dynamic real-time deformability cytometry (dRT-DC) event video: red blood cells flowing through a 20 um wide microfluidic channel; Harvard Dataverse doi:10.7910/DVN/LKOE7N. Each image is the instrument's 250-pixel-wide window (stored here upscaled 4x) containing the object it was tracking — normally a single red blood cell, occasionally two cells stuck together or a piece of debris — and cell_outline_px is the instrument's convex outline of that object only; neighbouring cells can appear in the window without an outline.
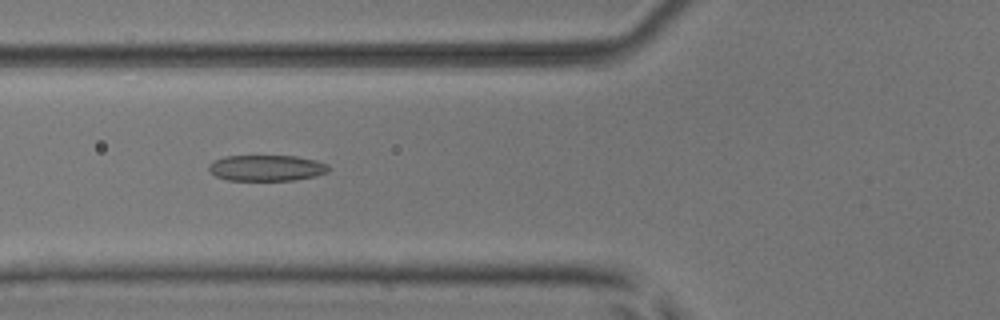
{"species": "common noctule bat (a hibernating species)", "species_latin": "Nyctalus noctula", "temperature_condition": "room temperature", "stored_images_in_passage": 43, "camera_frame_rate_fps": 3000, "um_per_image_px": 0.085, "animal": {"sex": "male", "body_mass_g": 17.9, "forearm_length_mm": 54.2}, "frame": {"image": 1, "passage_image": 12, "time_ms": 3.667, "image_size_px": [1000, 320], "cell_outline_px": [[328, 172], [316, 176], [296, 180], [228, 180], [216, 176], [208, 168], [208, 164], [212, 160], [224, 156], [296, 156], [316, 160], [328, 164]], "centroid_in_image_um": [22.65, 14.27], "position_along_channel_um": 103.1, "area_um2": 18.21}}
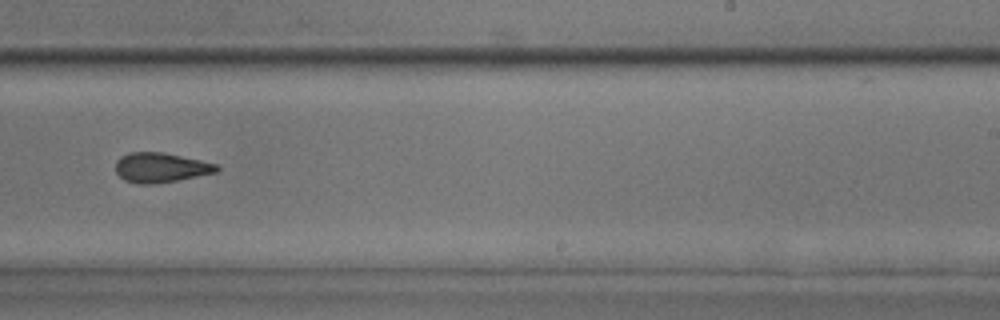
{"frame": {"image": 2, "passage_image": 25, "time_ms": 8.0, "image_size_px": [1000, 320], "cell_outline_px": [[220, 168], [216, 172], [176, 180], [152, 184], [136, 184], [124, 180], [116, 172], [116, 160], [120, 156], [128, 152], [164, 152], [200, 160], [216, 164]], "centroid_in_image_um": [13.61, 14.23], "position_along_channel_um": 275.4, "area_um2": 17.46}}
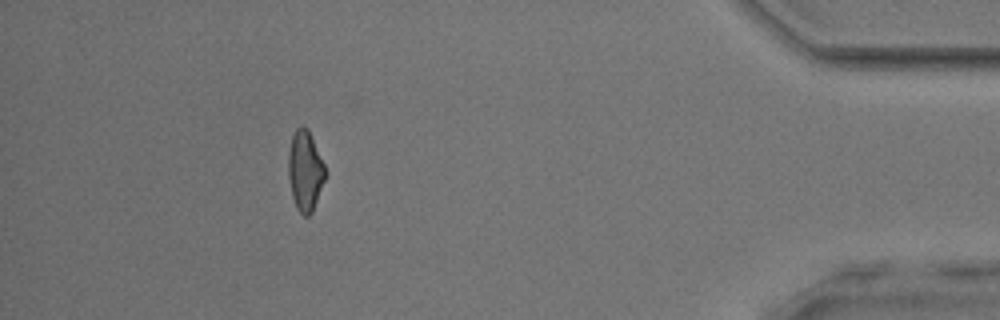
{"frame": {"image": 3, "passage_image": 39, "time_ms": 12.667, "image_size_px": [1000, 320], "cell_outline_px": [[324, 180], [312, 212], [308, 216], [304, 216], [296, 208], [292, 196], [288, 176], [288, 152], [292, 136], [296, 128], [308, 128], [324, 164]], "centroid_in_image_um": [25.91, 14.52], "position_along_channel_um": 409.3, "area_um2": 16.94}}